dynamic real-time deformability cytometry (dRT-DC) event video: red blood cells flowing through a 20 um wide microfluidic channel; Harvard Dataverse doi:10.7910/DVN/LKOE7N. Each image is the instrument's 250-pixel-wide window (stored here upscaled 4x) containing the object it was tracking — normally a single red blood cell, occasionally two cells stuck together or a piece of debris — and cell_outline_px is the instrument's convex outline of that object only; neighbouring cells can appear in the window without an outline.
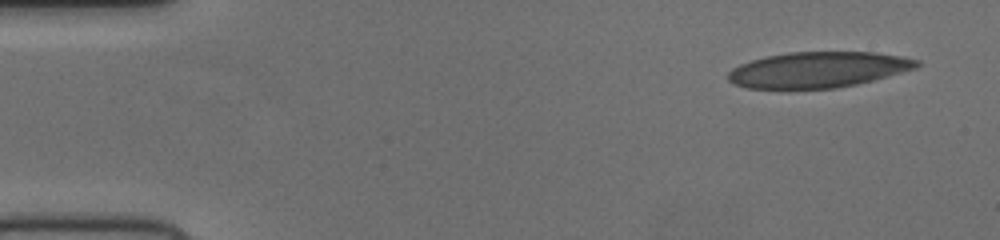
{"species": "human", "species_latin": "Homo sapiens", "temperature_condition": "cold", "stored_images_in_passage": 49, "camera_frame_rate_fps": 3000, "um_per_image_px": 0.085, "donor": {"sex": "female"}, "frame": {"image": 1, "passage_image": 1, "time_ms": 0.0, "image_size_px": [1000, 240], "cell_outline_px": [[920, 64], [916, 68], [872, 80], [856, 84], [836, 88], [748, 88], [736, 84], [728, 80], [728, 72], [732, 68], [740, 64], [752, 60], [768, 56], [788, 52], [872, 52], [900, 56], [920, 60]], "centroid_in_image_um": [69.54, 5.92], "position_along_channel_um": 15.5, "area_um2": 38.9}}
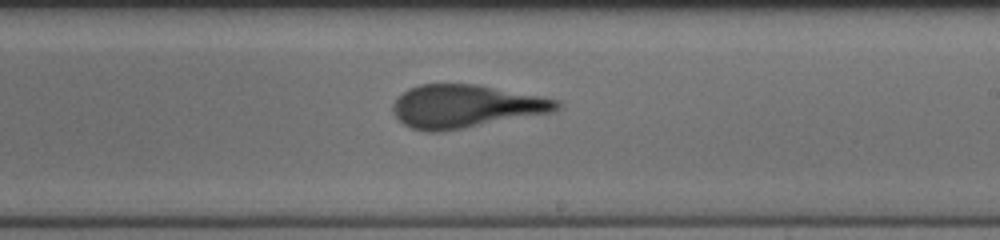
{"frame": {"image": 2, "passage_image": 28, "time_ms": 9.0, "image_size_px": [1000, 240], "cell_outline_px": [[560, 108], [552, 112], [440, 132], [424, 132], [412, 128], [404, 124], [396, 116], [392, 108], [392, 104], [408, 88], [420, 84], [476, 84], [560, 100]], "centroid_in_image_um": [39.56, 9.03], "position_along_channel_um": 249.4, "area_um2": 40.69}}
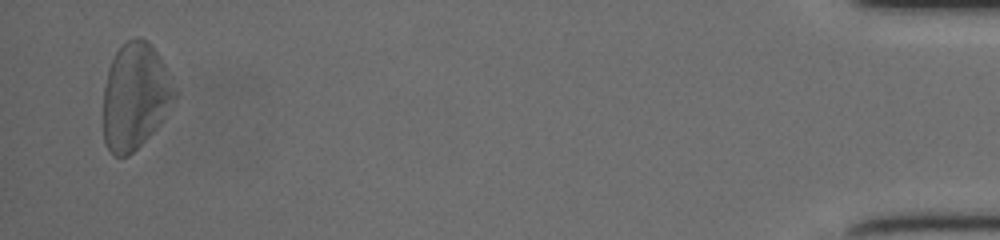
{"frame": {"image": 3, "passage_image": 48, "time_ms": 15.667, "image_size_px": [1000, 240], "cell_outline_px": [[176, 96], [156, 128], [128, 156], [116, 156], [108, 148], [104, 140], [104, 88], [108, 72], [112, 60], [120, 44], [132, 36], [136, 36], [144, 40], [156, 52], [164, 64]], "centroid_in_image_um": [11.45, 8.16], "position_along_channel_um": 423.7, "area_um2": 43.18}}